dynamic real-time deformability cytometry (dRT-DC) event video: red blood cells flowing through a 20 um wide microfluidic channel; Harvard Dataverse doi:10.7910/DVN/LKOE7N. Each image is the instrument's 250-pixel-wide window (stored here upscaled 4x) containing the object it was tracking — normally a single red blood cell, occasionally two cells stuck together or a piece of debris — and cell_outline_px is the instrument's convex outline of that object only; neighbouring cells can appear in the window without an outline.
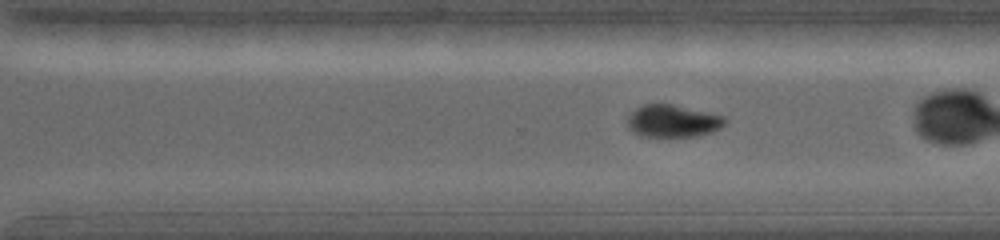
{"species": "common noctule bat (a hibernating species)", "species_latin": "Nyctalus noctula", "temperature_condition": "warm", "stored_images_in_passage": 21, "camera_frame_rate_fps": 5000, "um_per_image_px": 0.085, "animal": {"sex": "female", "body_mass_g": 19.0, "forearm_length_mm": 56.7}, "frame": {"image": 1, "passage_image": 15, "time_ms": 6.8, "image_size_px": [1000, 240], "cell_outline_px": [[728, 120], [720, 128], [712, 132], [696, 136], [640, 136], [632, 132], [628, 128], [628, 116], [636, 108], [644, 104], [672, 104], [708, 112], [724, 116]], "centroid_in_image_um": [57.19, 10.29], "position_along_channel_um": 313.4, "area_um2": 18.38}}